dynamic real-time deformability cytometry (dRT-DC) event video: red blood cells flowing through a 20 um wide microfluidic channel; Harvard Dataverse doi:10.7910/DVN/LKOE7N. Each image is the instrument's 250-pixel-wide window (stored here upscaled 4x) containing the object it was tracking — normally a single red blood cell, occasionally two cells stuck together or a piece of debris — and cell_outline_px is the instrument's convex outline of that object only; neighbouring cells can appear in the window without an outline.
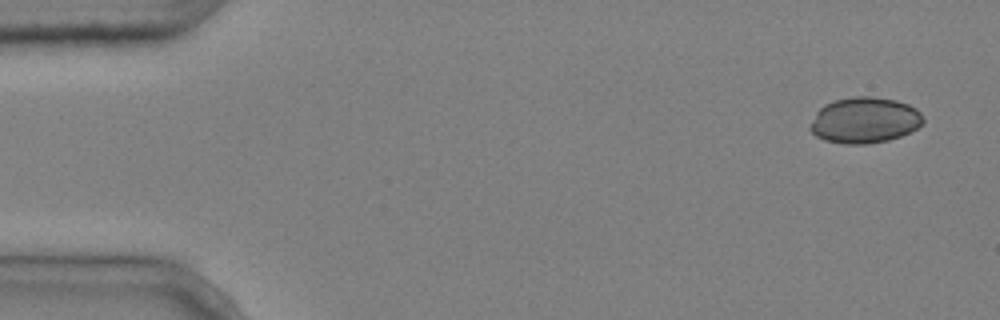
{"species": "common noctule bat (a hibernating species)", "species_latin": "Nyctalus noctula", "temperature_condition": "cold", "stored_images_in_passage": 6, "camera_frame_rate_fps": 3000, "um_per_image_px": 0.085, "animal": {"sex": "male", "body_mass_g": 20.4}, "frame": {"image": 1, "passage_image": 6, "time_ms": 1.667, "image_size_px": [1000, 320], "cell_outline_px": [[924, 124], [900, 136], [888, 140], [868, 144], [844, 144], [824, 140], [816, 136], [808, 128], [816, 112], [824, 104], [836, 100], [852, 96], [868, 96], [896, 100], [908, 104], [916, 108], [920, 112], [924, 120]], "centroid_in_image_um": [73.48, 10.22], "position_along_channel_um": 11.5, "area_um2": 30.35}}